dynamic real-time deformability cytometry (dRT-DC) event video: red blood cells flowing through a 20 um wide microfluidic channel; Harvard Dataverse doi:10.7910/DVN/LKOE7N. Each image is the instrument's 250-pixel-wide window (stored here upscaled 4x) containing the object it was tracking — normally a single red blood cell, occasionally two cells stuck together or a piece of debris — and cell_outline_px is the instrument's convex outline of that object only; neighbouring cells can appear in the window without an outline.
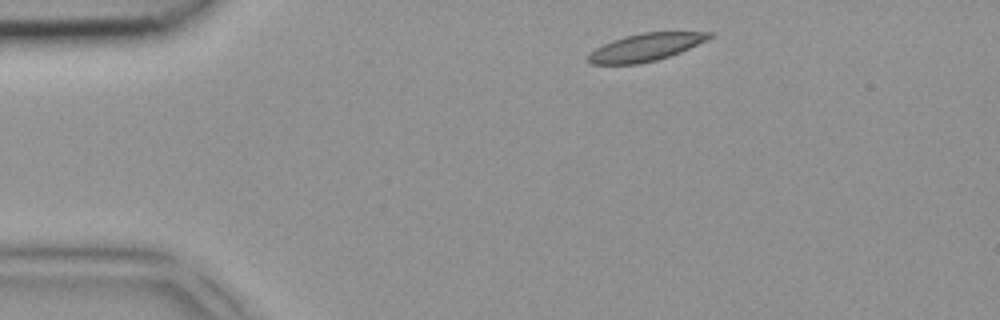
{"species": "common noctule bat (a hibernating species)", "species_latin": "Nyctalus noctula", "temperature_condition": "room temperature", "stored_images_in_passage": 2, "camera_frame_rate_fps": 3000, "um_per_image_px": 0.085, "animal": {"sex": "female", "body_mass_g": 18.4}, "frame": {"image": 1, "passage_image": 1, "time_ms": 0.0, "image_size_px": [1000, 320], "cell_outline_px": [[712, 36], [680, 52], [656, 60], [640, 64], [592, 64], [588, 60], [588, 56], [596, 48], [612, 40], [624, 36], [644, 32], [712, 32]], "centroid_in_image_um": [54.84, 4.02], "position_along_channel_um": 30.2, "area_um2": 19.02}}